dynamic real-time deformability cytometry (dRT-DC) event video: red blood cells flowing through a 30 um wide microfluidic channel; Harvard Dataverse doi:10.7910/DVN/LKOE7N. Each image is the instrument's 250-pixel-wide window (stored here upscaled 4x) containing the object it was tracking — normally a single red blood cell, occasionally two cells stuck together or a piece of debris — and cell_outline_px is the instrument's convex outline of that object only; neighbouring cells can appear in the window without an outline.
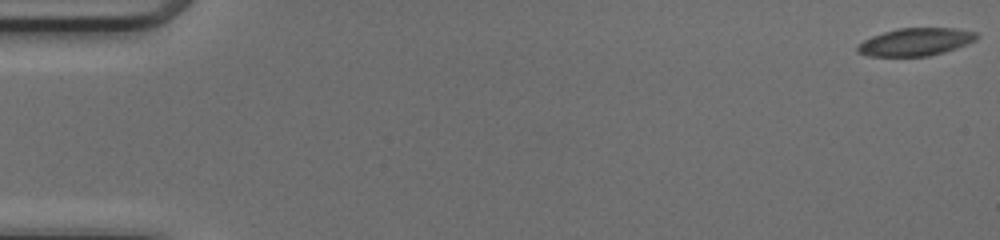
{"species": "common noctule bat (a hibernating species)", "species_latin": "Nyctalus noctula", "temperature_condition": "cold", "stored_images_in_passage": 51, "camera_frame_rate_fps": 3000, "um_per_image_px": 0.085, "animal": {"sex": "female", "body_mass_g": 17.0, "forearm_length_mm": 48.0}, "frame": {"image": 1, "passage_image": 1, "time_ms": 0.0, "image_size_px": [1000, 240], "cell_outline_px": [[980, 36], [976, 40], [968, 44], [944, 52], [928, 56], [868, 56], [856, 52], [856, 44], [872, 36], [884, 32], [900, 28], [956, 28], [976, 32]], "centroid_in_image_um": [77.83, 3.56], "position_along_channel_um": 7.2, "area_um2": 19.36}}
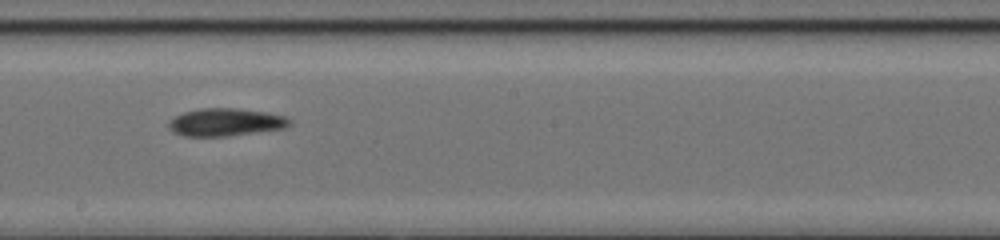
{"frame": {"image": 2, "passage_image": 29, "time_ms": 9.333, "image_size_px": [1000, 240], "cell_outline_px": [[292, 124], [284, 128], [228, 136], [184, 136], [172, 132], [168, 128], [168, 124], [176, 116], [184, 112], [200, 108], [236, 108], [268, 112], [284, 116], [292, 120]], "centroid_in_image_um": [19.19, 10.38], "position_along_channel_um": 229.0, "area_um2": 19.54}}
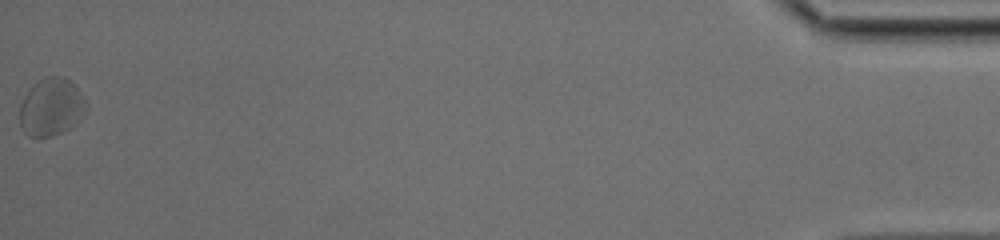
{"frame": {"image": 3, "passage_image": 51, "time_ms": 16.667, "image_size_px": [1000, 240], "cell_outline_px": [[88, 108], [76, 124], [52, 136], [28, 136], [24, 132], [20, 124], [20, 104], [24, 96], [44, 76], [64, 76], [84, 96], [88, 104]], "centroid_in_image_um": [4.38, 9.1], "position_along_channel_um": 430.8, "area_um2": 22.14}, "authors_computed_cell_mechanics": {"area_um2": 19.7676, "velocity_mm_per_s": 4.1414, "shape_relaxation_time_tau1_ms": 1.7678, "shape_relaxation_time_tau2_ms": null, "deformation_change_tau1": 0.0624, "deformation_change_tau2": null}}